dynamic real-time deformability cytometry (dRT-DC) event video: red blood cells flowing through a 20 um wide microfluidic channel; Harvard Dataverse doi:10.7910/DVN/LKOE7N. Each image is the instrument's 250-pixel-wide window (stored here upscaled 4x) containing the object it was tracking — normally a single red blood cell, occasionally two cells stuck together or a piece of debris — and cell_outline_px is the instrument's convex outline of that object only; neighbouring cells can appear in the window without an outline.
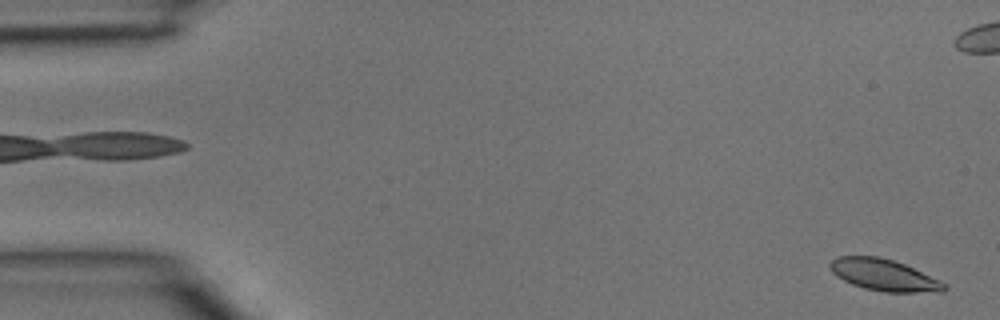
{"species": "common noctule bat (a hibernating species)", "species_latin": "Nyctalus noctula", "temperature_condition": "room temperature", "stored_images_in_passage": 3, "segment_of_instrument_passage": [2, 2], "camera_frame_rate_fps": 3000, "um_per_image_px": 0.085, "animal": {"sex": "male", "body_mass_g": 15.6}, "frame": {"image": 1, "passage_image": 3, "time_ms": 0.667, "image_size_px": [1000, 320], "cell_outline_px": [[948, 288], [944, 292], [884, 292], [864, 288], [852, 284], [836, 276], [828, 268], [828, 264], [836, 256], [880, 256], [904, 264], [940, 280], [948, 284]], "centroid_in_image_um": [75.14, 23.38], "position_along_channel_um": 9.9, "area_um2": 21.21}}